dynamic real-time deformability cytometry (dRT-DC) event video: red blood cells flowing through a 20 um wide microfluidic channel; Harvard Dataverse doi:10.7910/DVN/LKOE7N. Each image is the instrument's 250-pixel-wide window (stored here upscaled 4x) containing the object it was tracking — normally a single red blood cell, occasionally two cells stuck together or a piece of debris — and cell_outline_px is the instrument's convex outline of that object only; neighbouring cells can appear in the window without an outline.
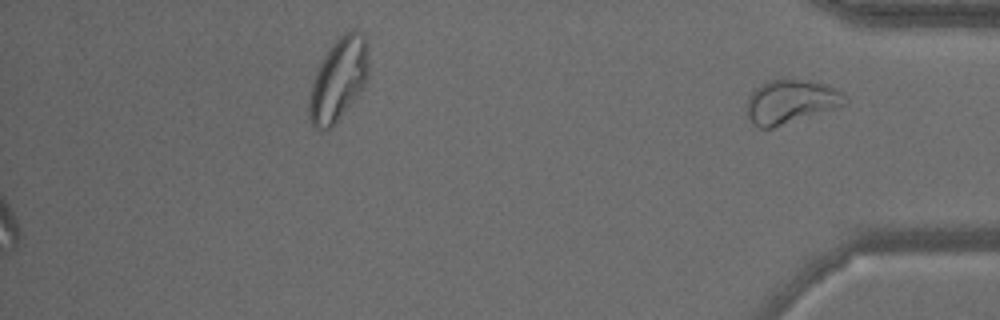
{"species": "common noctule bat (a hibernating species)", "species_latin": "Nyctalus noctula", "temperature_condition": "warm", "stored_images_in_passage": 29, "segment_of_instrument_passage": [2, 2], "camera_frame_rate_fps": 3000, "um_per_image_px": 0.085, "animal": {"sex": "male", "body_mass_g": 15.6}, "frame": {"image": 1, "passage_image": 29, "time_ms": 9.333, "image_size_px": [1000, 320], "cell_outline_px": [[848, 104], [772, 128], [760, 128], [752, 124], [748, 116], [748, 96], [760, 84], [768, 80], [808, 80], [824, 84], [840, 92], [848, 100]], "centroid_in_image_um": [67.2, 8.65], "position_along_channel_um": 368.0, "area_um2": 24.68}}